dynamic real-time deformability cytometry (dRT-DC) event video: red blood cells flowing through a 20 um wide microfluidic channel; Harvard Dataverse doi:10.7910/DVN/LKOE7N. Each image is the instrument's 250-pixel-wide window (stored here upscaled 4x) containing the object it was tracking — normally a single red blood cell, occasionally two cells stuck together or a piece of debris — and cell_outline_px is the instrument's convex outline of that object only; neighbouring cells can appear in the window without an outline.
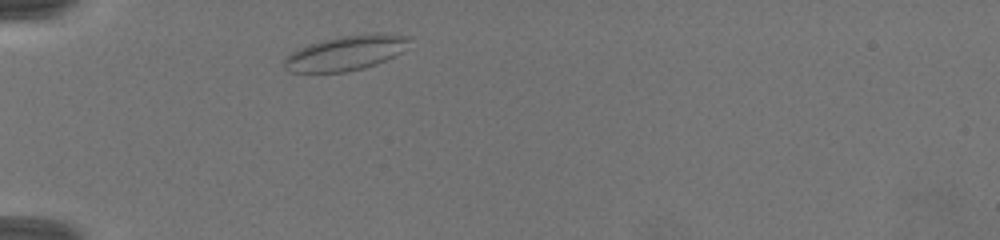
{"species": "common noctule bat (a hibernating species)", "species_latin": "Nyctalus noctula", "temperature_condition": "warm", "stored_images_in_passage": 30, "camera_frame_rate_fps": 3000, "um_per_image_px": 0.085, "animal": {"sex": "female", "body_mass_g": 19.5, "forearm_length_mm": 54.1}, "frame": {"image": 1, "passage_image": 1, "time_ms": 0.0, "image_size_px": [1000, 240], "cell_outline_px": [[408, 40], [400, 52], [376, 64], [364, 68], [344, 72], [288, 72], [284, 68], [284, 60], [292, 52], [308, 44], [340, 36], [376, 32], [408, 36]], "centroid_in_image_um": [29.34, 4.5], "position_along_channel_um": 55.7, "area_um2": 24.97}}
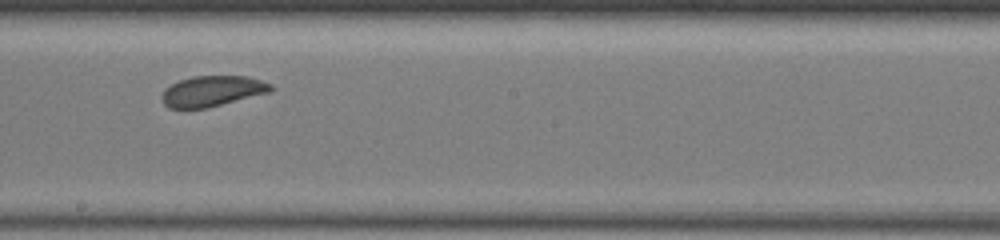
{"frame": {"image": 2, "passage_image": 14, "time_ms": 4.667, "image_size_px": [1000, 240], "cell_outline_px": [[276, 88], [272, 92], [204, 108], [168, 108], [160, 100], [160, 96], [164, 88], [180, 80], [192, 76], [248, 76], [272, 84]], "centroid_in_image_um": [18.04, 7.74], "position_along_channel_um": 230.2, "area_um2": 19.59}}
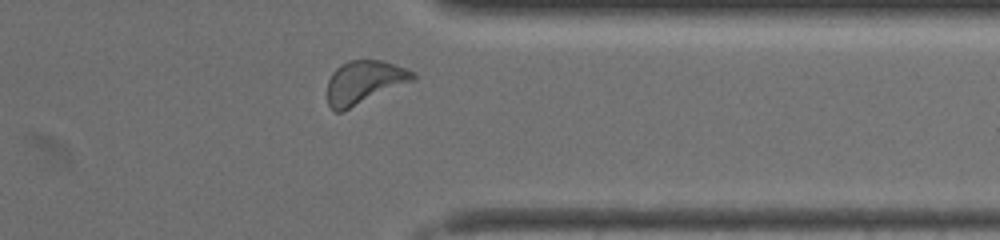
{"frame": {"image": 3, "passage_image": 26, "time_ms": 8.333, "image_size_px": [1000, 240], "cell_outline_px": [[416, 80], [344, 112], [336, 112], [328, 104], [328, 80], [332, 72], [340, 64], [348, 60], [384, 60], [404, 68], [412, 72], [416, 76]], "centroid_in_image_um": [30.96, 7.0], "position_along_channel_um": 380.4, "area_um2": 21.91}, "authors_computed_cell_mechanics": {"area_um2": 20.5479, "velocity_mm_per_s": 4.1548, "shape_relaxation_time_tau1_ms": 1.1994, "shape_relaxation_time_tau2_ms": null, "deformation_change_tau1": 0.0476, "deformation_change_tau2": null}}